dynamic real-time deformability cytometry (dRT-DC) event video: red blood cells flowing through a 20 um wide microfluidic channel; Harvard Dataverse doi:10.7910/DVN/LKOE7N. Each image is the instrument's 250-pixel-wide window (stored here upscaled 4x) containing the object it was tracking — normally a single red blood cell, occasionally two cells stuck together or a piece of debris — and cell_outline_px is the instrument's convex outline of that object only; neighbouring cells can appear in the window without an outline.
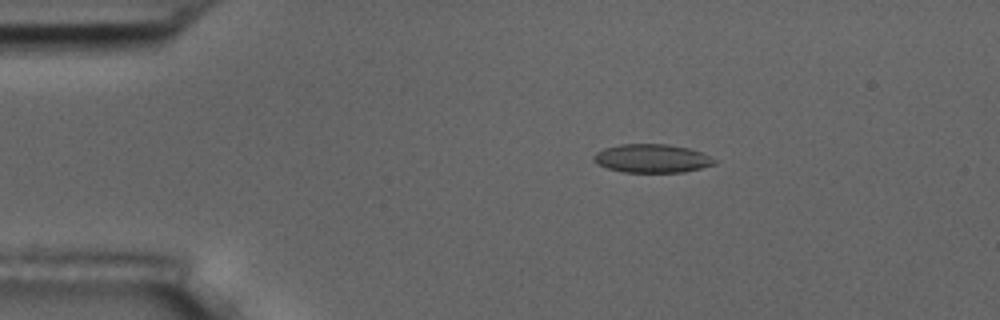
{"species": "common noctule bat (a hibernating species)", "species_latin": "Nyctalus noctula", "temperature_condition": "room temperature", "stored_images_in_passage": 5, "camera_frame_rate_fps": 3000, "um_per_image_px": 0.085, "animal": {"sex": "male", "body_mass_g": 17.5, "forearm_length_mm": 52.3}, "frame": {"image": 1, "passage_image": 3, "time_ms": 2.333, "image_size_px": [1000, 320], "cell_outline_px": [[716, 164], [684, 172], [624, 172], [608, 168], [592, 160], [592, 156], [596, 152], [604, 148], [620, 144], [668, 144], [688, 148], [700, 152], [716, 160]], "centroid_in_image_um": [55.4, 13.46], "position_along_channel_um": 29.6, "area_um2": 19.94}}
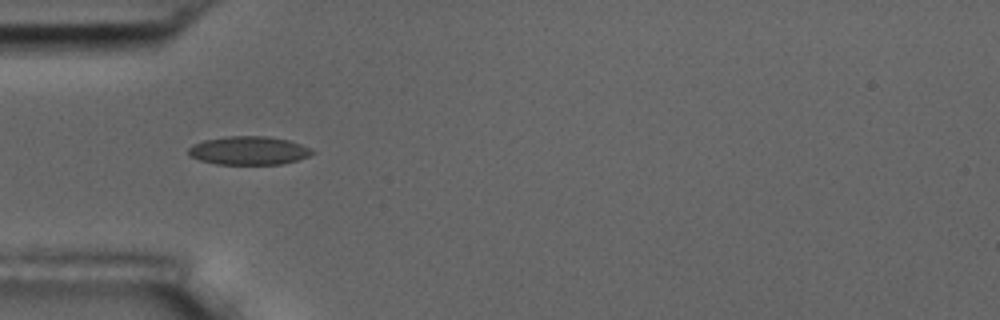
{"frame": {"image": 2, "passage_image": 5, "time_ms": 4.667, "image_size_px": [1000, 320], "cell_outline_px": [[316, 152], [308, 156], [296, 160], [280, 164], [216, 164], [200, 160], [188, 156], [188, 148], [192, 144], [204, 140], [228, 136], [268, 136], [288, 140], [300, 144]], "centroid_in_image_um": [21.1, 12.79], "position_along_channel_um": 63.9, "area_um2": 20.46}}